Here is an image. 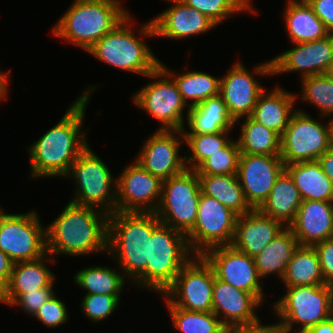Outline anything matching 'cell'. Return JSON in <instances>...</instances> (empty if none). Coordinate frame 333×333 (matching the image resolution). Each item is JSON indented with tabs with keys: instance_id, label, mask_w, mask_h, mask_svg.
Returning <instances> with one entry per match:
<instances>
[{
	"instance_id": "obj_1",
	"label": "cell",
	"mask_w": 333,
	"mask_h": 333,
	"mask_svg": "<svg viewBox=\"0 0 333 333\" xmlns=\"http://www.w3.org/2000/svg\"><path fill=\"white\" fill-rule=\"evenodd\" d=\"M96 88V85L86 87L59 122L29 145L31 179L66 178L73 162L89 145L87 132L83 129L84 115Z\"/></svg>"
},
{
	"instance_id": "obj_2",
	"label": "cell",
	"mask_w": 333,
	"mask_h": 333,
	"mask_svg": "<svg viewBox=\"0 0 333 333\" xmlns=\"http://www.w3.org/2000/svg\"><path fill=\"white\" fill-rule=\"evenodd\" d=\"M109 214L69 200L64 209L46 228L47 253L84 256L107 253Z\"/></svg>"
},
{
	"instance_id": "obj_3",
	"label": "cell",
	"mask_w": 333,
	"mask_h": 333,
	"mask_svg": "<svg viewBox=\"0 0 333 333\" xmlns=\"http://www.w3.org/2000/svg\"><path fill=\"white\" fill-rule=\"evenodd\" d=\"M160 224L153 212L115 211L109 214L106 254L117 262L130 282L146 270L149 239Z\"/></svg>"
},
{
	"instance_id": "obj_4",
	"label": "cell",
	"mask_w": 333,
	"mask_h": 333,
	"mask_svg": "<svg viewBox=\"0 0 333 333\" xmlns=\"http://www.w3.org/2000/svg\"><path fill=\"white\" fill-rule=\"evenodd\" d=\"M133 22L134 18L129 14L87 53L109 66L146 77L160 65V60L144 42L145 38L155 37V29L151 19L143 23L142 27L138 28L141 38L137 36V31L136 34L133 31Z\"/></svg>"
},
{
	"instance_id": "obj_5",
	"label": "cell",
	"mask_w": 333,
	"mask_h": 333,
	"mask_svg": "<svg viewBox=\"0 0 333 333\" xmlns=\"http://www.w3.org/2000/svg\"><path fill=\"white\" fill-rule=\"evenodd\" d=\"M120 0H74L51 32L88 51L130 13ZM123 6V7H122Z\"/></svg>"
},
{
	"instance_id": "obj_6",
	"label": "cell",
	"mask_w": 333,
	"mask_h": 333,
	"mask_svg": "<svg viewBox=\"0 0 333 333\" xmlns=\"http://www.w3.org/2000/svg\"><path fill=\"white\" fill-rule=\"evenodd\" d=\"M194 255L185 234L161 223L149 239L147 268L133 284L162 296Z\"/></svg>"
},
{
	"instance_id": "obj_7",
	"label": "cell",
	"mask_w": 333,
	"mask_h": 333,
	"mask_svg": "<svg viewBox=\"0 0 333 333\" xmlns=\"http://www.w3.org/2000/svg\"><path fill=\"white\" fill-rule=\"evenodd\" d=\"M285 294L274 302L283 333L307 331L333 315V286L329 284L286 287Z\"/></svg>"
},
{
	"instance_id": "obj_8",
	"label": "cell",
	"mask_w": 333,
	"mask_h": 333,
	"mask_svg": "<svg viewBox=\"0 0 333 333\" xmlns=\"http://www.w3.org/2000/svg\"><path fill=\"white\" fill-rule=\"evenodd\" d=\"M92 150L88 145L73 162L66 176L72 178L77 186L75 196L70 201L111 214L116 211L117 178Z\"/></svg>"
},
{
	"instance_id": "obj_9",
	"label": "cell",
	"mask_w": 333,
	"mask_h": 333,
	"mask_svg": "<svg viewBox=\"0 0 333 333\" xmlns=\"http://www.w3.org/2000/svg\"><path fill=\"white\" fill-rule=\"evenodd\" d=\"M201 193L198 173L186 169L163 180L160 202L154 213L162 224L187 235L195 225Z\"/></svg>"
},
{
	"instance_id": "obj_10",
	"label": "cell",
	"mask_w": 333,
	"mask_h": 333,
	"mask_svg": "<svg viewBox=\"0 0 333 333\" xmlns=\"http://www.w3.org/2000/svg\"><path fill=\"white\" fill-rule=\"evenodd\" d=\"M146 78L156 80L147 83L133 95V104L161 123L159 129L183 130L186 128L183 112L187 104L172 76L159 65Z\"/></svg>"
},
{
	"instance_id": "obj_11",
	"label": "cell",
	"mask_w": 333,
	"mask_h": 333,
	"mask_svg": "<svg viewBox=\"0 0 333 333\" xmlns=\"http://www.w3.org/2000/svg\"><path fill=\"white\" fill-rule=\"evenodd\" d=\"M332 145L330 122L323 124L299 108L292 114L281 136L280 156L284 165L313 161Z\"/></svg>"
},
{
	"instance_id": "obj_12",
	"label": "cell",
	"mask_w": 333,
	"mask_h": 333,
	"mask_svg": "<svg viewBox=\"0 0 333 333\" xmlns=\"http://www.w3.org/2000/svg\"><path fill=\"white\" fill-rule=\"evenodd\" d=\"M37 211L8 214L0 208V250L14 263L33 261L47 254L46 228Z\"/></svg>"
},
{
	"instance_id": "obj_13",
	"label": "cell",
	"mask_w": 333,
	"mask_h": 333,
	"mask_svg": "<svg viewBox=\"0 0 333 333\" xmlns=\"http://www.w3.org/2000/svg\"><path fill=\"white\" fill-rule=\"evenodd\" d=\"M215 273L202 255H194L162 294L173 306L188 311H212Z\"/></svg>"
},
{
	"instance_id": "obj_14",
	"label": "cell",
	"mask_w": 333,
	"mask_h": 333,
	"mask_svg": "<svg viewBox=\"0 0 333 333\" xmlns=\"http://www.w3.org/2000/svg\"><path fill=\"white\" fill-rule=\"evenodd\" d=\"M237 218L215 198L201 193L195 225L186 235L190 250L202 255L209 248L231 245Z\"/></svg>"
},
{
	"instance_id": "obj_15",
	"label": "cell",
	"mask_w": 333,
	"mask_h": 333,
	"mask_svg": "<svg viewBox=\"0 0 333 333\" xmlns=\"http://www.w3.org/2000/svg\"><path fill=\"white\" fill-rule=\"evenodd\" d=\"M240 61H236L226 75L220 78L219 89V95L235 124H241V119L251 116L257 99L266 89L254 76H273L271 59L255 66L251 73Z\"/></svg>"
},
{
	"instance_id": "obj_16",
	"label": "cell",
	"mask_w": 333,
	"mask_h": 333,
	"mask_svg": "<svg viewBox=\"0 0 333 333\" xmlns=\"http://www.w3.org/2000/svg\"><path fill=\"white\" fill-rule=\"evenodd\" d=\"M202 256L212 266L217 279L252 293L262 304L265 293L254 258L234 248L221 245L209 248Z\"/></svg>"
},
{
	"instance_id": "obj_17",
	"label": "cell",
	"mask_w": 333,
	"mask_h": 333,
	"mask_svg": "<svg viewBox=\"0 0 333 333\" xmlns=\"http://www.w3.org/2000/svg\"><path fill=\"white\" fill-rule=\"evenodd\" d=\"M116 178V211L153 213L156 211L163 183L159 177L152 175L134 160L124 167Z\"/></svg>"
},
{
	"instance_id": "obj_18",
	"label": "cell",
	"mask_w": 333,
	"mask_h": 333,
	"mask_svg": "<svg viewBox=\"0 0 333 333\" xmlns=\"http://www.w3.org/2000/svg\"><path fill=\"white\" fill-rule=\"evenodd\" d=\"M185 144L182 130L157 129L145 140L137 153V161L145 170L162 181L184 172L185 156H180V147Z\"/></svg>"
},
{
	"instance_id": "obj_19",
	"label": "cell",
	"mask_w": 333,
	"mask_h": 333,
	"mask_svg": "<svg viewBox=\"0 0 333 333\" xmlns=\"http://www.w3.org/2000/svg\"><path fill=\"white\" fill-rule=\"evenodd\" d=\"M284 170L280 155L240 153L237 176L253 209H259L268 199L274 183Z\"/></svg>"
},
{
	"instance_id": "obj_20",
	"label": "cell",
	"mask_w": 333,
	"mask_h": 333,
	"mask_svg": "<svg viewBox=\"0 0 333 333\" xmlns=\"http://www.w3.org/2000/svg\"><path fill=\"white\" fill-rule=\"evenodd\" d=\"M293 45L290 50L271 59L273 75L298 72L303 78L326 74L333 59V34L321 40Z\"/></svg>"
},
{
	"instance_id": "obj_21",
	"label": "cell",
	"mask_w": 333,
	"mask_h": 333,
	"mask_svg": "<svg viewBox=\"0 0 333 333\" xmlns=\"http://www.w3.org/2000/svg\"><path fill=\"white\" fill-rule=\"evenodd\" d=\"M262 303L252 294L235 288L215 277L212 312L227 329L259 319L256 309Z\"/></svg>"
},
{
	"instance_id": "obj_22",
	"label": "cell",
	"mask_w": 333,
	"mask_h": 333,
	"mask_svg": "<svg viewBox=\"0 0 333 333\" xmlns=\"http://www.w3.org/2000/svg\"><path fill=\"white\" fill-rule=\"evenodd\" d=\"M173 4L152 18L156 37L181 40L205 34L217 25L207 16L186 5L181 0H165Z\"/></svg>"
},
{
	"instance_id": "obj_23",
	"label": "cell",
	"mask_w": 333,
	"mask_h": 333,
	"mask_svg": "<svg viewBox=\"0 0 333 333\" xmlns=\"http://www.w3.org/2000/svg\"><path fill=\"white\" fill-rule=\"evenodd\" d=\"M285 228L281 221L264 215L259 209H253L238 216L231 245L255 257Z\"/></svg>"
},
{
	"instance_id": "obj_24",
	"label": "cell",
	"mask_w": 333,
	"mask_h": 333,
	"mask_svg": "<svg viewBox=\"0 0 333 333\" xmlns=\"http://www.w3.org/2000/svg\"><path fill=\"white\" fill-rule=\"evenodd\" d=\"M288 227L299 246H313L333 238V202L303 200Z\"/></svg>"
},
{
	"instance_id": "obj_25",
	"label": "cell",
	"mask_w": 333,
	"mask_h": 333,
	"mask_svg": "<svg viewBox=\"0 0 333 333\" xmlns=\"http://www.w3.org/2000/svg\"><path fill=\"white\" fill-rule=\"evenodd\" d=\"M266 91L267 89L260 94L250 117L282 136L296 111L293 108L299 96L278 85L273 90Z\"/></svg>"
},
{
	"instance_id": "obj_26",
	"label": "cell",
	"mask_w": 333,
	"mask_h": 333,
	"mask_svg": "<svg viewBox=\"0 0 333 333\" xmlns=\"http://www.w3.org/2000/svg\"><path fill=\"white\" fill-rule=\"evenodd\" d=\"M46 258L51 263L57 261L48 253L33 261L14 263L8 284V298L11 305L24 293L41 288H53L55 275L46 266Z\"/></svg>"
},
{
	"instance_id": "obj_27",
	"label": "cell",
	"mask_w": 333,
	"mask_h": 333,
	"mask_svg": "<svg viewBox=\"0 0 333 333\" xmlns=\"http://www.w3.org/2000/svg\"><path fill=\"white\" fill-rule=\"evenodd\" d=\"M186 114L188 131L184 128L183 134H213L232 131L235 125V121L230 116L220 95L210 97L189 108Z\"/></svg>"
},
{
	"instance_id": "obj_28",
	"label": "cell",
	"mask_w": 333,
	"mask_h": 333,
	"mask_svg": "<svg viewBox=\"0 0 333 333\" xmlns=\"http://www.w3.org/2000/svg\"><path fill=\"white\" fill-rule=\"evenodd\" d=\"M286 4L283 18L290 42H310L330 35L306 0H288Z\"/></svg>"
},
{
	"instance_id": "obj_29",
	"label": "cell",
	"mask_w": 333,
	"mask_h": 333,
	"mask_svg": "<svg viewBox=\"0 0 333 333\" xmlns=\"http://www.w3.org/2000/svg\"><path fill=\"white\" fill-rule=\"evenodd\" d=\"M302 200L333 202V183L322 171L317 160L285 165Z\"/></svg>"
},
{
	"instance_id": "obj_30",
	"label": "cell",
	"mask_w": 333,
	"mask_h": 333,
	"mask_svg": "<svg viewBox=\"0 0 333 333\" xmlns=\"http://www.w3.org/2000/svg\"><path fill=\"white\" fill-rule=\"evenodd\" d=\"M302 201L292 177L284 170L274 183L268 199L259 210L288 227L294 221Z\"/></svg>"
},
{
	"instance_id": "obj_31",
	"label": "cell",
	"mask_w": 333,
	"mask_h": 333,
	"mask_svg": "<svg viewBox=\"0 0 333 333\" xmlns=\"http://www.w3.org/2000/svg\"><path fill=\"white\" fill-rule=\"evenodd\" d=\"M298 246V240L292 230L286 227L258 255L253 257L259 276L267 278L270 274H274L281 280Z\"/></svg>"
},
{
	"instance_id": "obj_32",
	"label": "cell",
	"mask_w": 333,
	"mask_h": 333,
	"mask_svg": "<svg viewBox=\"0 0 333 333\" xmlns=\"http://www.w3.org/2000/svg\"><path fill=\"white\" fill-rule=\"evenodd\" d=\"M198 176L202 194L215 198L238 216L253 210L245 198L237 174Z\"/></svg>"
},
{
	"instance_id": "obj_33",
	"label": "cell",
	"mask_w": 333,
	"mask_h": 333,
	"mask_svg": "<svg viewBox=\"0 0 333 333\" xmlns=\"http://www.w3.org/2000/svg\"><path fill=\"white\" fill-rule=\"evenodd\" d=\"M281 282L285 287L326 284L313 246H298L288 262Z\"/></svg>"
},
{
	"instance_id": "obj_34",
	"label": "cell",
	"mask_w": 333,
	"mask_h": 333,
	"mask_svg": "<svg viewBox=\"0 0 333 333\" xmlns=\"http://www.w3.org/2000/svg\"><path fill=\"white\" fill-rule=\"evenodd\" d=\"M160 65L176 82L184 102L188 105L187 109L198 105L210 97L219 95L220 78L206 72L196 71L195 69L178 75L176 71L167 69V66L162 61H160ZM189 100H191L190 103H188Z\"/></svg>"
},
{
	"instance_id": "obj_35",
	"label": "cell",
	"mask_w": 333,
	"mask_h": 333,
	"mask_svg": "<svg viewBox=\"0 0 333 333\" xmlns=\"http://www.w3.org/2000/svg\"><path fill=\"white\" fill-rule=\"evenodd\" d=\"M240 132L237 142L241 153L280 155L281 136L251 117H245Z\"/></svg>"
},
{
	"instance_id": "obj_36",
	"label": "cell",
	"mask_w": 333,
	"mask_h": 333,
	"mask_svg": "<svg viewBox=\"0 0 333 333\" xmlns=\"http://www.w3.org/2000/svg\"><path fill=\"white\" fill-rule=\"evenodd\" d=\"M119 270L105 265L89 266L80 269L73 278L76 285L87 291L86 294L120 295L127 278Z\"/></svg>"
},
{
	"instance_id": "obj_37",
	"label": "cell",
	"mask_w": 333,
	"mask_h": 333,
	"mask_svg": "<svg viewBox=\"0 0 333 333\" xmlns=\"http://www.w3.org/2000/svg\"><path fill=\"white\" fill-rule=\"evenodd\" d=\"M164 300L171 322L180 333H227L228 329L214 312L188 311Z\"/></svg>"
},
{
	"instance_id": "obj_38",
	"label": "cell",
	"mask_w": 333,
	"mask_h": 333,
	"mask_svg": "<svg viewBox=\"0 0 333 333\" xmlns=\"http://www.w3.org/2000/svg\"><path fill=\"white\" fill-rule=\"evenodd\" d=\"M302 99L305 103L315 105L319 109L320 118L333 114V78L327 74H317L300 78Z\"/></svg>"
},
{
	"instance_id": "obj_39",
	"label": "cell",
	"mask_w": 333,
	"mask_h": 333,
	"mask_svg": "<svg viewBox=\"0 0 333 333\" xmlns=\"http://www.w3.org/2000/svg\"><path fill=\"white\" fill-rule=\"evenodd\" d=\"M231 131H221L213 134H184L188 156L185 155L187 169L196 170L211 154L222 149L230 140ZM191 150V154L189 153Z\"/></svg>"
},
{
	"instance_id": "obj_40",
	"label": "cell",
	"mask_w": 333,
	"mask_h": 333,
	"mask_svg": "<svg viewBox=\"0 0 333 333\" xmlns=\"http://www.w3.org/2000/svg\"><path fill=\"white\" fill-rule=\"evenodd\" d=\"M207 16L216 25L237 13H257L252 0H181Z\"/></svg>"
},
{
	"instance_id": "obj_41",
	"label": "cell",
	"mask_w": 333,
	"mask_h": 333,
	"mask_svg": "<svg viewBox=\"0 0 333 333\" xmlns=\"http://www.w3.org/2000/svg\"><path fill=\"white\" fill-rule=\"evenodd\" d=\"M240 149L237 140H230L222 149L211 154L195 171L198 175L237 174Z\"/></svg>"
},
{
	"instance_id": "obj_42",
	"label": "cell",
	"mask_w": 333,
	"mask_h": 333,
	"mask_svg": "<svg viewBox=\"0 0 333 333\" xmlns=\"http://www.w3.org/2000/svg\"><path fill=\"white\" fill-rule=\"evenodd\" d=\"M119 302L120 295L85 294L80 306L84 315L95 323L112 316Z\"/></svg>"
},
{
	"instance_id": "obj_43",
	"label": "cell",
	"mask_w": 333,
	"mask_h": 333,
	"mask_svg": "<svg viewBox=\"0 0 333 333\" xmlns=\"http://www.w3.org/2000/svg\"><path fill=\"white\" fill-rule=\"evenodd\" d=\"M34 317L46 327L54 328L67 323L69 314L66 304L54 294L39 308Z\"/></svg>"
},
{
	"instance_id": "obj_44",
	"label": "cell",
	"mask_w": 333,
	"mask_h": 333,
	"mask_svg": "<svg viewBox=\"0 0 333 333\" xmlns=\"http://www.w3.org/2000/svg\"><path fill=\"white\" fill-rule=\"evenodd\" d=\"M55 294L53 288H41L37 291H29L22 294L11 306L21 307L26 314L32 317L38 312L39 308Z\"/></svg>"
},
{
	"instance_id": "obj_45",
	"label": "cell",
	"mask_w": 333,
	"mask_h": 333,
	"mask_svg": "<svg viewBox=\"0 0 333 333\" xmlns=\"http://www.w3.org/2000/svg\"><path fill=\"white\" fill-rule=\"evenodd\" d=\"M313 247L318 254L325 283L333 286V238L318 242Z\"/></svg>"
},
{
	"instance_id": "obj_46",
	"label": "cell",
	"mask_w": 333,
	"mask_h": 333,
	"mask_svg": "<svg viewBox=\"0 0 333 333\" xmlns=\"http://www.w3.org/2000/svg\"><path fill=\"white\" fill-rule=\"evenodd\" d=\"M314 13L324 23L327 31L333 34V0H306Z\"/></svg>"
},
{
	"instance_id": "obj_47",
	"label": "cell",
	"mask_w": 333,
	"mask_h": 333,
	"mask_svg": "<svg viewBox=\"0 0 333 333\" xmlns=\"http://www.w3.org/2000/svg\"><path fill=\"white\" fill-rule=\"evenodd\" d=\"M259 318L257 321L241 324L233 328L228 329L227 333H281V327L279 322L275 324L262 325Z\"/></svg>"
},
{
	"instance_id": "obj_48",
	"label": "cell",
	"mask_w": 333,
	"mask_h": 333,
	"mask_svg": "<svg viewBox=\"0 0 333 333\" xmlns=\"http://www.w3.org/2000/svg\"><path fill=\"white\" fill-rule=\"evenodd\" d=\"M317 161L322 171L333 183V145Z\"/></svg>"
},
{
	"instance_id": "obj_49",
	"label": "cell",
	"mask_w": 333,
	"mask_h": 333,
	"mask_svg": "<svg viewBox=\"0 0 333 333\" xmlns=\"http://www.w3.org/2000/svg\"><path fill=\"white\" fill-rule=\"evenodd\" d=\"M14 262L0 250V277L7 282L10 279Z\"/></svg>"
},
{
	"instance_id": "obj_50",
	"label": "cell",
	"mask_w": 333,
	"mask_h": 333,
	"mask_svg": "<svg viewBox=\"0 0 333 333\" xmlns=\"http://www.w3.org/2000/svg\"><path fill=\"white\" fill-rule=\"evenodd\" d=\"M302 333H333V315Z\"/></svg>"
},
{
	"instance_id": "obj_51",
	"label": "cell",
	"mask_w": 333,
	"mask_h": 333,
	"mask_svg": "<svg viewBox=\"0 0 333 333\" xmlns=\"http://www.w3.org/2000/svg\"><path fill=\"white\" fill-rule=\"evenodd\" d=\"M9 74H11L10 70H8L6 72L0 71V102L2 101V99L5 100L9 93V91H8Z\"/></svg>"
},
{
	"instance_id": "obj_52",
	"label": "cell",
	"mask_w": 333,
	"mask_h": 333,
	"mask_svg": "<svg viewBox=\"0 0 333 333\" xmlns=\"http://www.w3.org/2000/svg\"><path fill=\"white\" fill-rule=\"evenodd\" d=\"M4 303L9 306V298H8V284L7 281L0 277V304Z\"/></svg>"
},
{
	"instance_id": "obj_53",
	"label": "cell",
	"mask_w": 333,
	"mask_h": 333,
	"mask_svg": "<svg viewBox=\"0 0 333 333\" xmlns=\"http://www.w3.org/2000/svg\"><path fill=\"white\" fill-rule=\"evenodd\" d=\"M326 74H327L330 78H333V59H332V61H331V63H330V66H329V68H328Z\"/></svg>"
},
{
	"instance_id": "obj_54",
	"label": "cell",
	"mask_w": 333,
	"mask_h": 333,
	"mask_svg": "<svg viewBox=\"0 0 333 333\" xmlns=\"http://www.w3.org/2000/svg\"><path fill=\"white\" fill-rule=\"evenodd\" d=\"M330 117H332V119H330L329 121H330V125H331V134H332V142H333V116H330Z\"/></svg>"
}]
</instances>
